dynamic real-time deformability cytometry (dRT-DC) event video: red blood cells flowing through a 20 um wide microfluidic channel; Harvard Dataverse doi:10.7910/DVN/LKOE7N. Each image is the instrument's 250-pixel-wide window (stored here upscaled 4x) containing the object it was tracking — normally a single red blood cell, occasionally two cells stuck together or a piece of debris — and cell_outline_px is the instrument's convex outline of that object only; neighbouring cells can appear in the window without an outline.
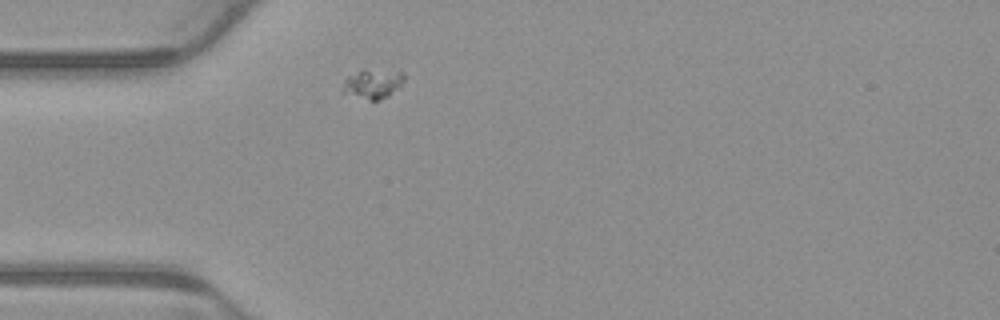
{"species": "common noctule bat (a hibernating species)", "species_latin": "Nyctalus noctula", "temperature_condition": "warm", "stored_images_in_passage": 1, "camera_frame_rate_fps": 3000, "um_per_image_px": 0.085, "animal": {"sex": "male", "body_mass_g": 23.1, "forearm_length_mm": 52.7}, "frame": {"image": 1, "passage_image": 1, "time_ms": 0.0, "image_size_px": [1000, 320], "cell_outline_px": [[404, 80], [388, 96], [380, 100], [368, 100], [344, 92], [344, 80], [348, 76], [364, 68], [404, 72]], "centroid_in_image_um": [31.7, 7.09], "position_along_channel_um": 53.3, "area_um2": 10.35}}